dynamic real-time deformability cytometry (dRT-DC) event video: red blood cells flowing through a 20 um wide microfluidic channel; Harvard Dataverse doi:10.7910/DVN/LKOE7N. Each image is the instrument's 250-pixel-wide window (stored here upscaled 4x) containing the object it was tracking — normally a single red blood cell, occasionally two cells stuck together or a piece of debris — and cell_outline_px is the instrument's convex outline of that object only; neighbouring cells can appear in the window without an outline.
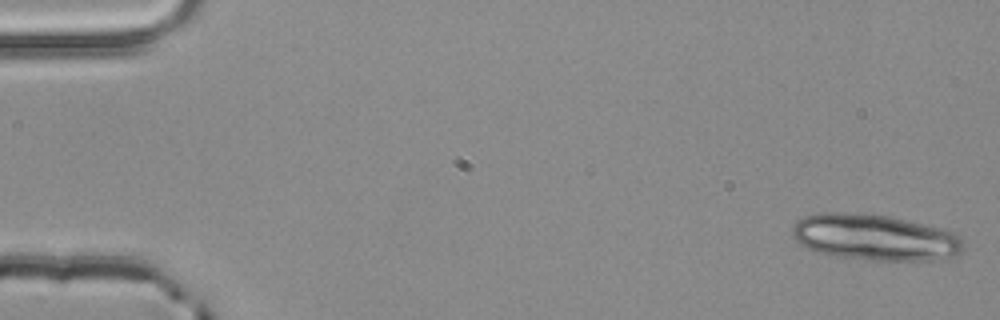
{"species": "common noctule bat (a hibernating species)", "species_latin": "Nyctalus noctula", "temperature_condition": "room temperature", "stored_images_in_passage": 4, "camera_frame_rate_fps": 3000, "um_per_image_px": 0.085, "animal": {"sex": "male", "body_mass_g": 20.4}, "frame": {"image": 1, "passage_image": 1, "time_ms": 0.0, "image_size_px": [1000, 320], "cell_outline_px": [[964, 248], [956, 256], [944, 260], [868, 260], [836, 256], [820, 252], [808, 248], [800, 244], [792, 236], [792, 228], [796, 220], [804, 216], [820, 212], [840, 212], [888, 216], [956, 232], [964, 240]], "centroid_in_image_um": [74.39, 20.18], "position_along_channel_um": 10.6, "area_um2": 46.12}}